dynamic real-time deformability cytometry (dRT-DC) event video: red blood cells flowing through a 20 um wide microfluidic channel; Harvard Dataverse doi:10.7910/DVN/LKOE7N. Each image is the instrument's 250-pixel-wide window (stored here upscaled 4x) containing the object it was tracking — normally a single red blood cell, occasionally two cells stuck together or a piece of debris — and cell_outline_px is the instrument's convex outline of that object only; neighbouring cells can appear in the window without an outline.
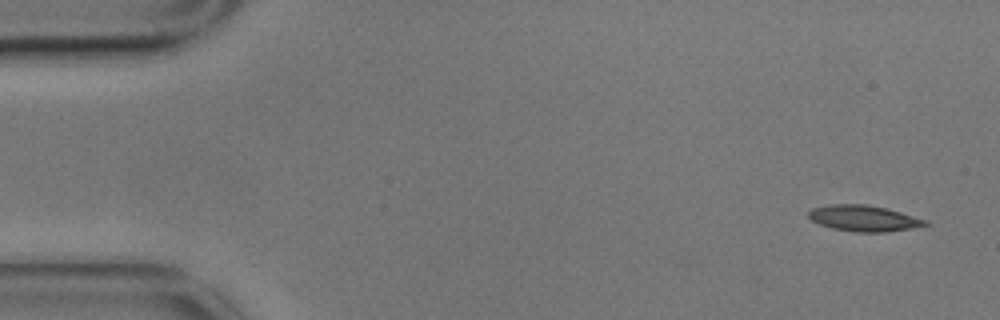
{"species": "common noctule bat (a hibernating species)", "species_latin": "Nyctalus noctula", "temperature_condition": "cold", "stored_images_in_passage": 6, "camera_frame_rate_fps": 3000, "um_per_image_px": 0.085, "animal": {"sex": "male", "body_mass_g": 17.9}, "frame": {"image": 1, "passage_image": 1, "time_ms": 0.0, "image_size_px": [1000, 320], "cell_outline_px": [[928, 224], [912, 228], [884, 232], [856, 232], [832, 228], [820, 224], [812, 220], [808, 216], [808, 212], [812, 208], [832, 204], [868, 204], [888, 208], [928, 220]], "centroid_in_image_um": [73.44, 18.54], "position_along_channel_um": 11.6, "area_um2": 17.69}}